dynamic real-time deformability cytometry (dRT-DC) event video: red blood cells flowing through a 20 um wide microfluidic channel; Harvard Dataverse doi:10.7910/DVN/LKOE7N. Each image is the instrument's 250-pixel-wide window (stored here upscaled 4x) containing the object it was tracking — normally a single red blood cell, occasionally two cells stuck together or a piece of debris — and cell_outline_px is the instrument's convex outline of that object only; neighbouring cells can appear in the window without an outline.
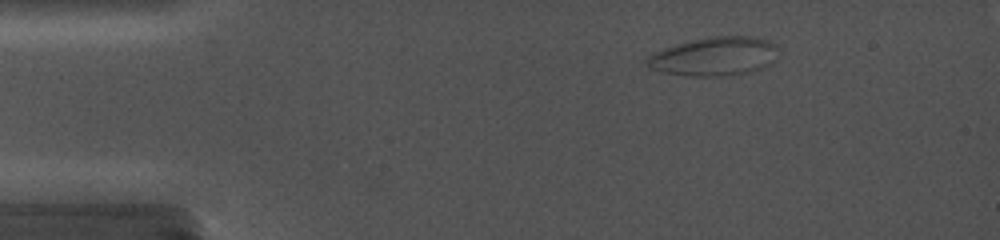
{"species": "common noctule bat (a hibernating species)", "species_latin": "Nyctalus noctula", "temperature_condition": "cold", "stored_images_in_passage": 23, "camera_frame_rate_fps": 5000, "um_per_image_px": 0.085, "animal": {"sex": "female", "body_mass_g": 19.0, "forearm_length_mm": 56.7}, "frame": {"image": 1, "passage_image": 4, "time_ms": 2.4, "image_size_px": [1000, 240], "cell_outline_px": [[780, 56], [772, 64], [764, 68], [748, 72], [720, 76], [688, 76], [664, 72], [648, 68], [644, 60], [648, 56], [664, 48], [676, 44], [692, 40], [712, 36], [752, 36], [768, 40], [776, 44], [780, 48]], "centroid_in_image_um": [60.8, 4.79], "position_along_channel_um": 24.2, "area_um2": 30.11}}
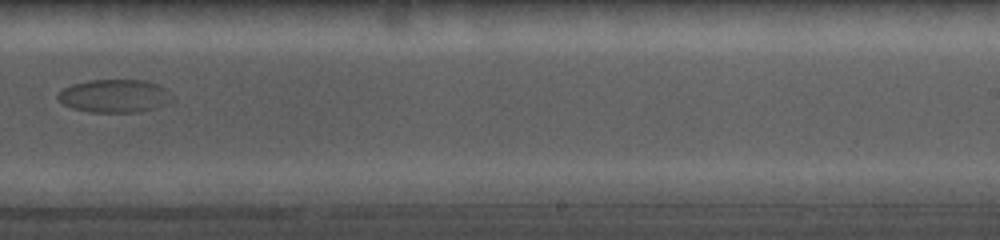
{"frame": {"image": 2, "passage_image": 16, "time_ms": 12.6, "image_size_px": [1000, 240], "cell_outline_px": [[176, 96], [172, 100], [164, 104], [140, 112], [92, 112], [72, 108], [64, 104], [56, 96], [64, 88], [72, 84], [88, 80], [144, 80], [160, 84], [172, 92]], "centroid_in_image_um": [9.79, 8.14], "position_along_channel_um": 279.2, "area_um2": 22.14}}
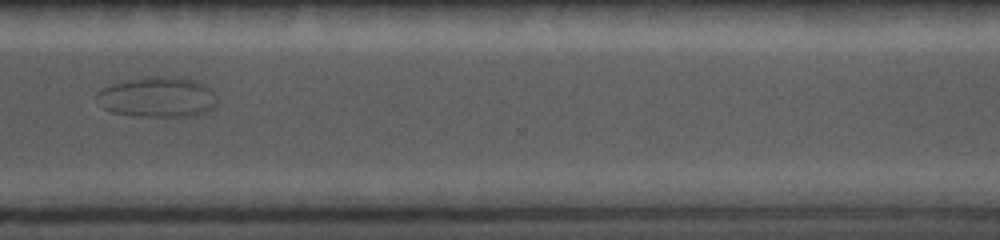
{"frame": {"image": 3, "passage_image": 19, "time_ms": 15.0, "image_size_px": [1000, 240], "cell_outline_px": [[216, 104], [208, 112], [188, 116], [136, 116], [112, 112], [104, 108], [96, 96], [96, 92], [112, 84], [140, 76], [184, 76], [196, 80], [212, 88], [216, 92]], "centroid_in_image_um": [13.44, 8.22], "position_along_channel_um": 357.2, "area_um2": 28.73}}